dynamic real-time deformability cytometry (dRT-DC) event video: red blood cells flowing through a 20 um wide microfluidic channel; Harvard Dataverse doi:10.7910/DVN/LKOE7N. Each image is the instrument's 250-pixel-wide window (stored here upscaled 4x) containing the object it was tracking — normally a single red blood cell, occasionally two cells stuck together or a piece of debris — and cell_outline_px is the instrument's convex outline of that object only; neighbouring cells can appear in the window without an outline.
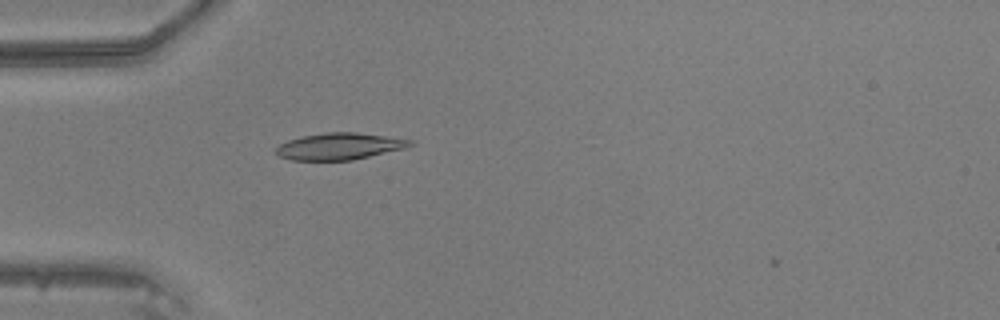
{"species": "common noctule bat (a hibernating species)", "species_latin": "Nyctalus noctula", "temperature_condition": "warm", "stored_images_in_passage": 18, "camera_frame_rate_fps": 3000, "um_per_image_px": 0.085, "animal": {"sex": "male", "body_mass_g": 20.5, "forearm_length_mm": 52.5}, "frame": {"image": 1, "passage_image": 15, "time_ms": 4.667, "image_size_px": [1000, 320], "cell_outline_px": [[412, 144], [404, 148], [352, 160], [292, 160], [280, 156], [276, 152], [276, 148], [280, 144], [288, 140], [304, 136], [324, 132], [356, 132], [412, 140]], "centroid_in_image_um": [28.82, 12.43], "position_along_channel_um": 56.2, "area_um2": 20.52}}